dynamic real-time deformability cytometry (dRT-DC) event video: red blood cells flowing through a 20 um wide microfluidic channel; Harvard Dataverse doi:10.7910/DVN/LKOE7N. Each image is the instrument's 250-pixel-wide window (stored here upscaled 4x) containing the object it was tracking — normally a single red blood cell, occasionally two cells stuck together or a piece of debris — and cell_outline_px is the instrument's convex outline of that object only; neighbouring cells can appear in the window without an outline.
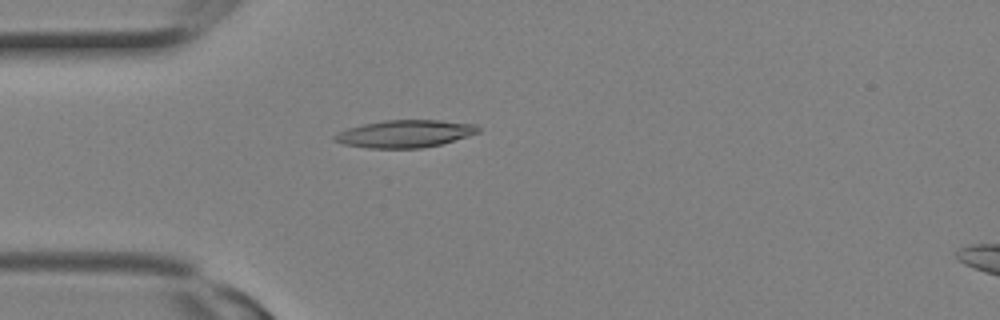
{"species": "Egyptian fruit bat (a non-hibernating species)", "species_latin": "Rousettus aegyptiacus", "temperature_condition": "room temperature", "stored_images_in_passage": 13, "camera_frame_rate_fps": 3000, "um_per_image_px": 0.085, "animal": {"sex": "female"}, "frame": {"image": 1, "passage_image": 6, "time_ms": 1.667, "image_size_px": [1000, 320], "cell_outline_px": [[480, 132], [468, 136], [440, 144], [420, 148], [368, 148], [344, 144], [332, 140], [332, 136], [348, 128], [364, 124], [384, 120], [440, 120], [476, 124], [480, 128]], "centroid_in_image_um": [34.43, 11.36], "position_along_channel_um": 50.6, "area_um2": 22.89}}
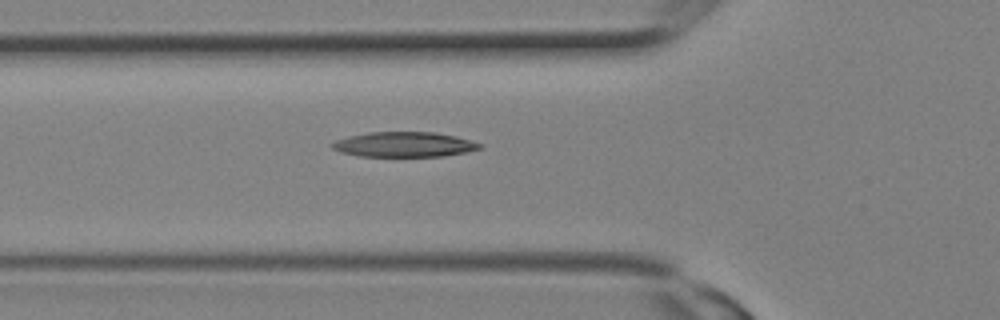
{"frame": {"image": 2, "passage_image": 8, "time_ms": 2.333, "image_size_px": [1000, 320], "cell_outline_px": [[484, 148], [444, 156], [360, 156], [340, 152], [332, 148], [328, 144], [336, 140], [348, 136], [368, 132], [432, 132], [456, 136], [472, 140], [484, 144]], "centroid_in_image_um": [34.36, 12.27], "position_along_channel_um": 91.4, "area_um2": 21.68}}
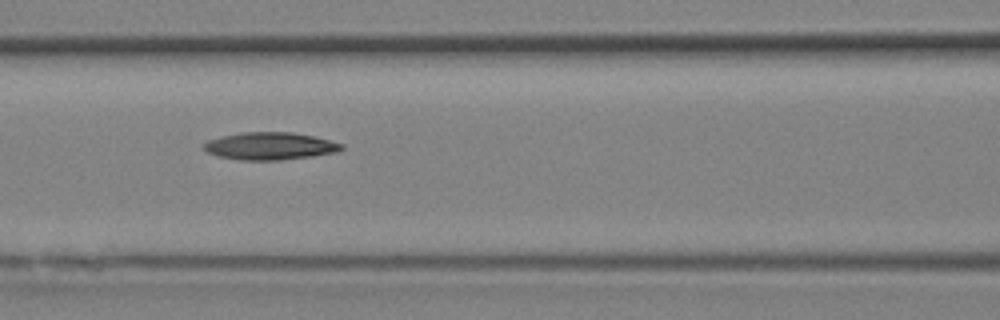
{"frame": {"image": 3, "passage_image": 10, "time_ms": 3.0, "image_size_px": [1000, 320], "cell_outline_px": [[344, 148], [336, 152], [312, 156], [280, 160], [240, 160], [216, 156], [208, 152], [200, 144], [208, 140], [220, 136], [240, 132], [292, 132], [312, 136], [344, 144]], "centroid_in_image_um": [22.9, 12.41], "position_along_channel_um": 143.7, "area_um2": 22.14}}